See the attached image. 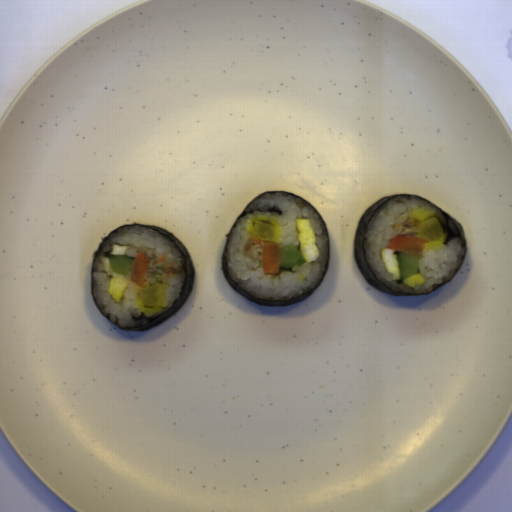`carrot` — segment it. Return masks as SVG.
I'll return each mask as SVG.
<instances>
[{
	"label": "carrot",
	"instance_id": "obj_1",
	"mask_svg": "<svg viewBox=\"0 0 512 512\" xmlns=\"http://www.w3.org/2000/svg\"><path fill=\"white\" fill-rule=\"evenodd\" d=\"M426 240L416 238L412 235H398L394 236L389 244V249L394 251L403 252L409 255H423L426 245Z\"/></svg>",
	"mask_w": 512,
	"mask_h": 512
},
{
	"label": "carrot",
	"instance_id": "obj_2",
	"mask_svg": "<svg viewBox=\"0 0 512 512\" xmlns=\"http://www.w3.org/2000/svg\"><path fill=\"white\" fill-rule=\"evenodd\" d=\"M280 248L276 242L263 243L262 272L266 275H279L280 273Z\"/></svg>",
	"mask_w": 512,
	"mask_h": 512
},
{
	"label": "carrot",
	"instance_id": "obj_3",
	"mask_svg": "<svg viewBox=\"0 0 512 512\" xmlns=\"http://www.w3.org/2000/svg\"><path fill=\"white\" fill-rule=\"evenodd\" d=\"M149 265L148 256L142 252L136 254V258L130 267V280L143 288L147 280Z\"/></svg>",
	"mask_w": 512,
	"mask_h": 512
}]
</instances>
